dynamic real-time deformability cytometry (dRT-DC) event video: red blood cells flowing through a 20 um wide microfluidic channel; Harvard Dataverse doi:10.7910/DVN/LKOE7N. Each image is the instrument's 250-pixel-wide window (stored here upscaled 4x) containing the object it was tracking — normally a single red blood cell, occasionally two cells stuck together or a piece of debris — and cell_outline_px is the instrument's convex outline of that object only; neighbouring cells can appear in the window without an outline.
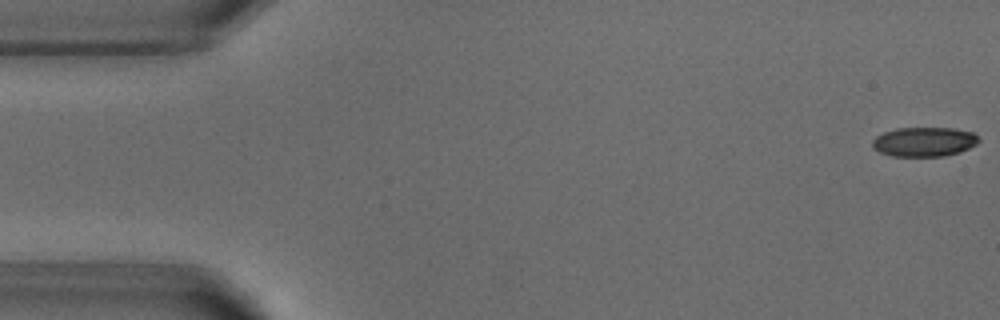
{"species": "common noctule bat (a hibernating species)", "species_latin": "Nyctalus noctula", "temperature_condition": "warm", "stored_images_in_passage": 52, "camera_frame_rate_fps": 3000, "um_per_image_px": 0.085, "animal": {"sex": "male", "body_mass_g": 18.8}, "frame": {"image": 1, "passage_image": 1, "time_ms": 0.0, "image_size_px": [1000, 320], "cell_outline_px": [[980, 140], [976, 144], [960, 152], [944, 156], [892, 156], [880, 152], [872, 148], [872, 140], [876, 136], [884, 132], [896, 128], [952, 128], [972, 132]], "centroid_in_image_um": [78.52, 12.05], "position_along_channel_um": 6.5, "area_um2": 18.21}}
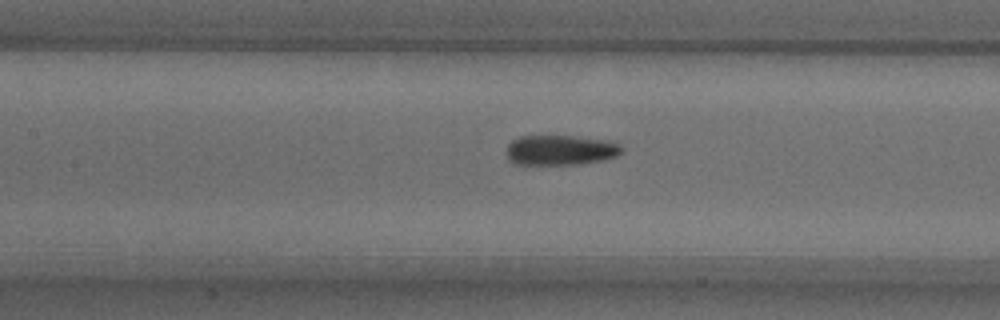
{"frame": {"image": 2, "passage_image": 23, "time_ms": 7.333, "image_size_px": [1000, 320], "cell_outline_px": [[624, 148], [616, 156], [600, 160], [576, 164], [512, 164], [508, 160], [504, 152], [508, 144], [512, 140], [520, 136], [572, 136], [608, 140], [620, 144]], "centroid_in_image_um": [47.57, 12.75], "position_along_channel_um": 159.8, "area_um2": 20.29}}
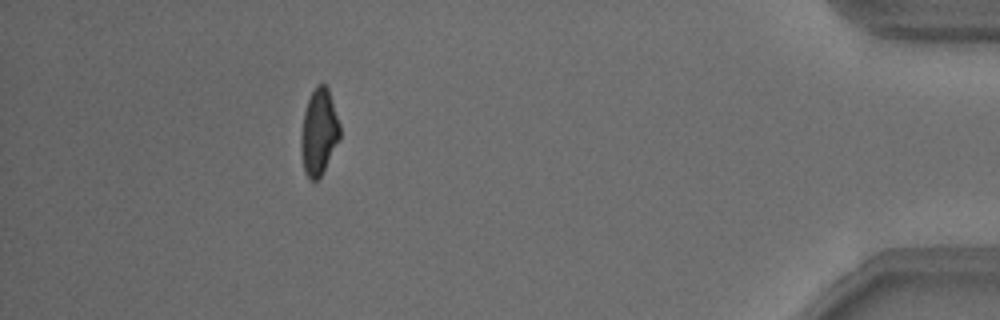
{"frame": {"image": 3, "passage_image": 47, "time_ms": 15.333, "image_size_px": [1000, 320], "cell_outline_px": [[340, 136], [324, 172], [316, 180], [312, 180], [304, 172], [300, 152], [300, 136], [304, 112], [308, 100], [316, 84], [324, 84], [328, 88], [340, 124]], "centroid_in_image_um": [27.09, 11.24], "position_along_channel_um": 408.1, "area_um2": 19.54}, "authors_computed_cell_mechanics": {"area_um2": 20.1144, "velocity_mm_per_s": 3.8371, "shape_relaxation_time_tau1_ms": 6.132, "shape_relaxation_time_tau2_ms": 2.7267, "deformation_change_tau1": 0.1631, "deformation_change_tau2": 0.101}}